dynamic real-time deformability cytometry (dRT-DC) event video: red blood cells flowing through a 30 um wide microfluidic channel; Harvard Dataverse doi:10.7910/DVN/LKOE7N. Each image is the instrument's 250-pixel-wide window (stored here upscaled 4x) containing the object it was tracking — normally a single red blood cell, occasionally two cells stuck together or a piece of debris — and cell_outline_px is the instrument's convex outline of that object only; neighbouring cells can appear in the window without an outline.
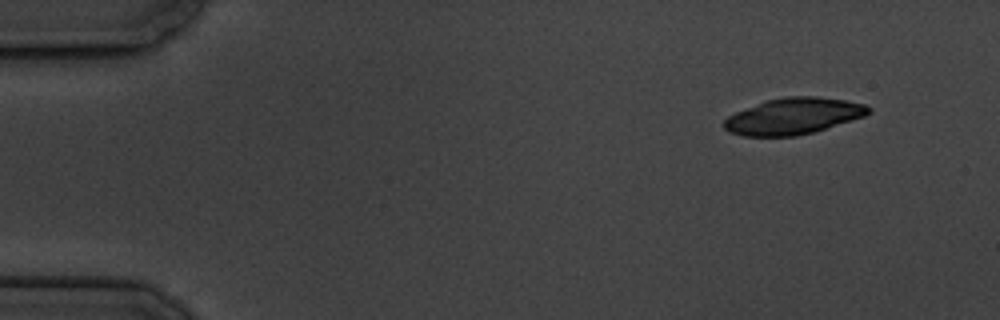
{"species": "common noctule bat (a hibernating species)", "species_latin": "Nyctalus noctula", "temperature_condition": "cold", "stored_images_in_passage": 4, "camera_frame_rate_fps": 3000, "um_per_image_px": 0.085, "animal": {"sex": "male", "body_mass_g": 19.5, "forearm_length_mm": 54.6}, "frame": {"image": 1, "passage_image": 1, "time_ms": 0.0, "image_size_px": [1000, 320], "cell_outline_px": [[872, 112], [864, 116], [812, 132], [796, 136], [744, 136], [728, 132], [724, 128], [724, 120], [728, 116], [736, 112], [768, 100], [784, 96], [816, 96], [844, 100], [864, 104], [872, 108]], "centroid_in_image_um": [67.43, 9.87], "position_along_channel_um": 17.6, "area_um2": 30.29}}